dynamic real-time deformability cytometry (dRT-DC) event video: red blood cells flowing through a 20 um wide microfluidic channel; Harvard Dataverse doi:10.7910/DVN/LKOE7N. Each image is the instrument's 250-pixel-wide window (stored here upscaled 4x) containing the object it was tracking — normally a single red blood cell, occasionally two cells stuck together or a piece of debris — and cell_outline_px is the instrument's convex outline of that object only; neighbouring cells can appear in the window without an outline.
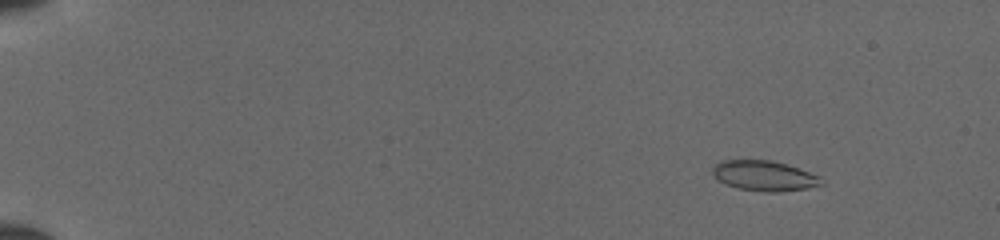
{"species": "common noctule bat (a hibernating species)", "species_latin": "Nyctalus noctula", "temperature_condition": "cold", "stored_images_in_passage": 51, "camera_frame_rate_fps": 3000, "um_per_image_px": 0.085, "animal": {"sex": "female", "body_mass_g": 19.5, "forearm_length_mm": 54.1}, "frame": {"image": 1, "passage_image": 7, "time_ms": 2.0, "image_size_px": [1000, 240], "cell_outline_px": [[824, 184], [804, 188], [776, 192], [768, 192], [740, 188], [728, 184], [720, 180], [712, 172], [712, 168], [720, 160], [772, 160], [820, 176]], "centroid_in_image_um": [64.96, 14.93], "position_along_channel_um": 20.0, "area_um2": 18.61}}
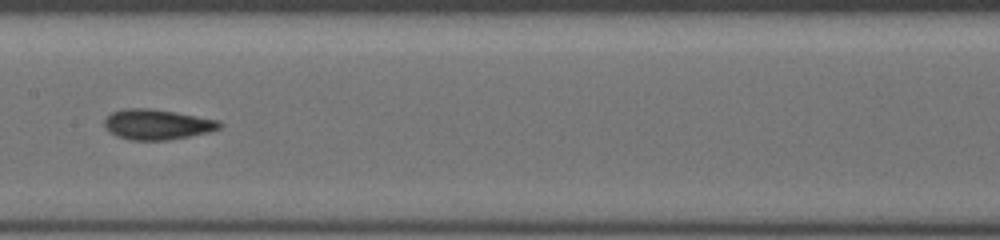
{"frame": {"image": 2, "passage_image": 29, "time_ms": 9.333, "image_size_px": [1000, 240], "cell_outline_px": [[224, 124], [220, 128], [208, 132], [168, 140], [132, 140], [116, 136], [104, 128], [104, 120], [112, 112], [124, 108], [152, 108], [220, 120]], "centroid_in_image_um": [13.35, 10.57], "position_along_channel_um": 194.1, "area_um2": 20.4}}
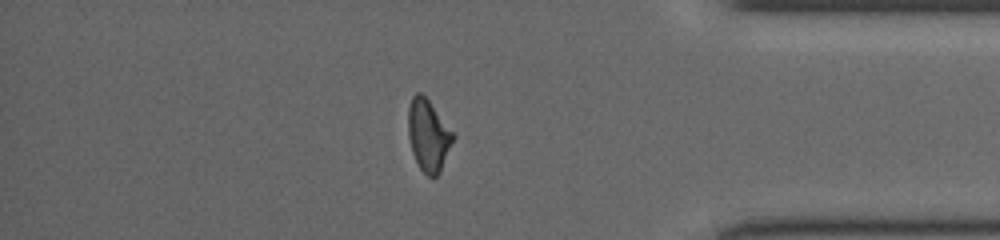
{"frame": {"image": 3, "passage_image": 45, "time_ms": 14.667, "image_size_px": [1000, 240], "cell_outline_px": [[456, 136], [440, 172], [432, 180], [420, 168], [412, 152], [408, 136], [408, 108], [412, 96], [416, 92], [420, 92], [428, 100]], "centroid_in_image_um": [36.41, 11.53], "position_along_channel_um": 398.8, "area_um2": 18.73}}